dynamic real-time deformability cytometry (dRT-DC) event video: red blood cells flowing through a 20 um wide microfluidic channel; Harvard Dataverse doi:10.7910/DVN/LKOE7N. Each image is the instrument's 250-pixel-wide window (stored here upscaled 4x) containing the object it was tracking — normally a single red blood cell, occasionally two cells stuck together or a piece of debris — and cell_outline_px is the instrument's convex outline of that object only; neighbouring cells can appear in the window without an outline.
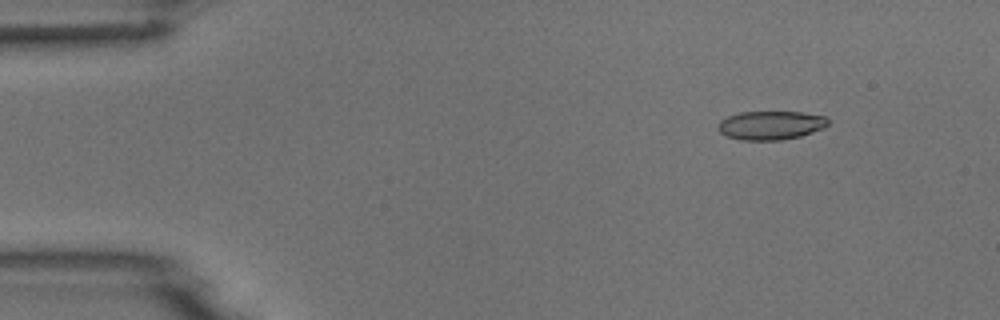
{"species": "common noctule bat (a hibernating species)", "species_latin": "Nyctalus noctula", "temperature_condition": "room temperature", "stored_images_in_passage": 4, "camera_frame_rate_fps": 3000, "um_per_image_px": 0.085, "animal": {"sex": "male", "body_mass_g": 18.8}, "frame": {"image": 1, "passage_image": 2, "time_ms": 0.333, "image_size_px": [1000, 320], "cell_outline_px": [[828, 124], [824, 128], [800, 136], [784, 140], [740, 140], [724, 136], [716, 128], [716, 124], [720, 120], [728, 116], [740, 112], [804, 112], [828, 116]], "centroid_in_image_um": [65.49, 10.65], "position_along_channel_um": 19.5, "area_um2": 18.79}}